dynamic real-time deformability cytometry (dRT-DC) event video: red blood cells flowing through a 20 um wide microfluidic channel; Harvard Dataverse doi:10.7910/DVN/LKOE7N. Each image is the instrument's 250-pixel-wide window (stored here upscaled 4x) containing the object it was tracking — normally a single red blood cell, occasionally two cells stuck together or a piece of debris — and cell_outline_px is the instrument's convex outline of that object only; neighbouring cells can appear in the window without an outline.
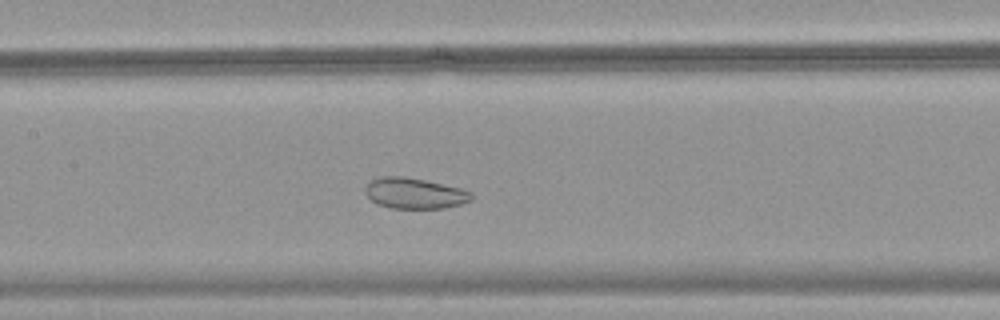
{"species": "common noctule bat (a hibernating species)", "species_latin": "Nyctalus noctula", "temperature_condition": "warm", "stored_images_in_passage": 34, "camera_frame_rate_fps": 3000, "um_per_image_px": 0.085, "animal": {"sex": "female", "body_mass_g": 18.4}, "frame": {"image": 1, "passage_image": 8, "time_ms": 2.333, "image_size_px": [1000, 320], "cell_outline_px": [[476, 196], [472, 200], [460, 204], [444, 208], [392, 208], [380, 204], [372, 200], [364, 192], [364, 188], [372, 180], [380, 176], [404, 176], [424, 180], [460, 188], [472, 192]], "centroid_in_image_um": [35.27, 16.42], "position_along_channel_um": 172.1, "area_um2": 18.96}}
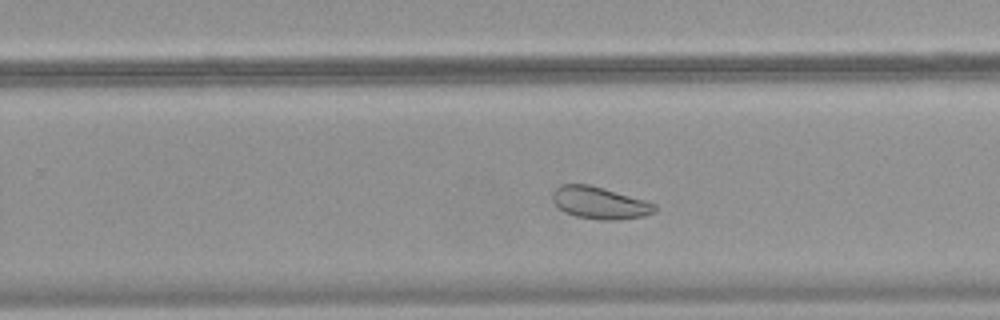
{"frame": {"image": 2, "passage_image": 16, "time_ms": 5.0, "image_size_px": [1000, 320], "cell_outline_px": [[656, 212], [644, 216], [620, 220], [600, 220], [576, 216], [564, 212], [552, 200], [552, 192], [560, 184], [588, 184], [644, 200], [656, 204]], "centroid_in_image_um": [50.97, 17.25], "position_along_channel_um": 278.8, "area_um2": 19.07}}
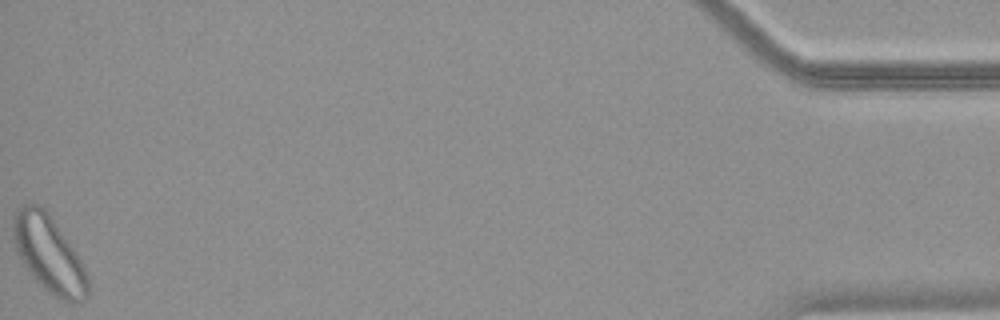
{"frame": {"image": 3, "passage_image": 34, "time_ms": 11.0, "image_size_px": [1000, 320], "cell_outline_px": [[88, 296], [84, 300], [76, 304], [68, 304], [48, 292], [36, 280], [24, 264], [16, 248], [12, 232], [12, 220], [16, 208], [20, 204], [40, 204], [48, 212], [76, 252], [88, 276]], "centroid_in_image_um": [4.16, 21.6], "position_along_channel_um": 431.0, "area_um2": 33.35}}